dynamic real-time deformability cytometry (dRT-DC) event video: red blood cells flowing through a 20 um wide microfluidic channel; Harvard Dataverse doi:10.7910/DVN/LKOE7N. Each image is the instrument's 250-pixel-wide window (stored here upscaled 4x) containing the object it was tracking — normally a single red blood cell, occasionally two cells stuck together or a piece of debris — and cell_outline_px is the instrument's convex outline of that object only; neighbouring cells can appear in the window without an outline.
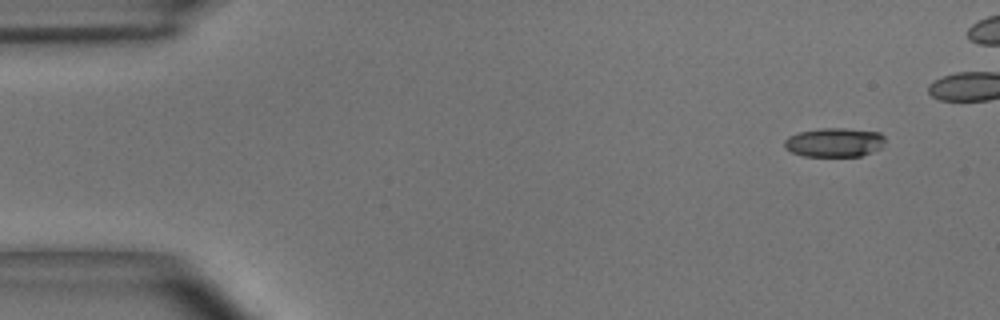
{"species": "common noctule bat (a hibernating species)", "species_latin": "Nyctalus noctula", "temperature_condition": "room temperature", "stored_images_in_passage": 5, "camera_frame_rate_fps": 3000, "um_per_image_px": 0.085, "animal": {"sex": "male", "body_mass_g": 15.6}, "frame": {"image": 1, "passage_image": 1, "time_ms": 0.0, "image_size_px": [1000, 320], "cell_outline_px": [[884, 144], [880, 148], [860, 156], [804, 156], [792, 152], [784, 148], [784, 140], [788, 136], [800, 132], [820, 128], [844, 128], [880, 132], [884, 136]], "centroid_in_image_um": [70.9, 12.1], "position_along_channel_um": 14.1, "area_um2": 17.05}}
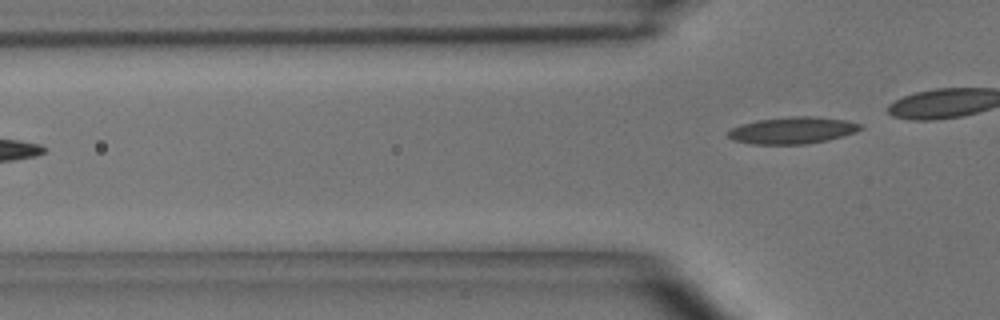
{"frame": {"image": 2, "passage_image": 5, "time_ms": 1.333, "image_size_px": [1000, 320], "cell_outline_px": [[864, 128], [856, 132], [844, 136], [828, 140], [804, 144], [752, 144], [732, 140], [728, 136], [728, 132], [732, 128], [740, 124], [756, 120], [792, 116], [816, 116], [844, 120], [860, 124]], "centroid_in_image_um": [67.37, 11.08], "position_along_channel_um": 58.4, "area_um2": 20.75}}